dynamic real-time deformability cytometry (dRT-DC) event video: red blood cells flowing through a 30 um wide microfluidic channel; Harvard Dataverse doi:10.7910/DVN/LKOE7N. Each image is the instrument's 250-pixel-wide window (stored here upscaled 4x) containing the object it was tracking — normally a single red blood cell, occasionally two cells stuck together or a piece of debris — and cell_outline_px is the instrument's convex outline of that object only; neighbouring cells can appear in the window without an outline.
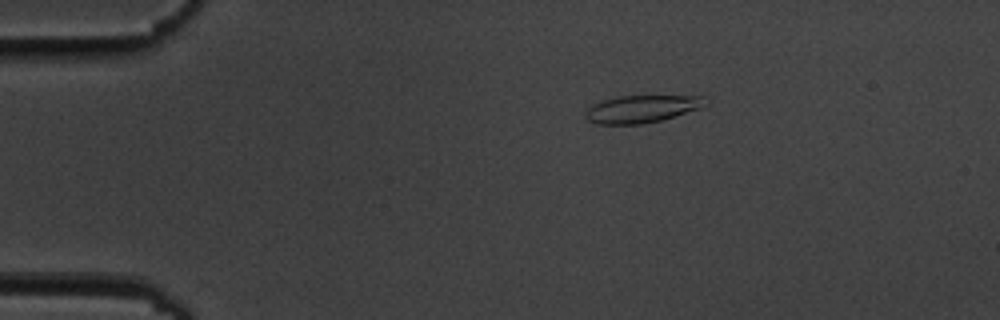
{"species": "common noctule bat (a hibernating species)", "species_latin": "Nyctalus noctula", "temperature_condition": "cold", "stored_images_in_passage": 56, "camera_frame_rate_fps": 3000, "um_per_image_px": 0.085, "animal": {"sex": "male", "body_mass_g": 19.5, "forearm_length_mm": 54.6}, "frame": {"image": 1, "passage_image": 11, "time_ms": 3.333, "image_size_px": [1000, 320], "cell_outline_px": [[708, 104], [700, 108], [660, 120], [640, 124], [596, 124], [588, 120], [584, 116], [588, 108], [592, 104], [600, 100], [620, 96], [708, 96]], "centroid_in_image_um": [54.54, 9.24], "position_along_channel_um": 30.5, "area_um2": 19.19}}
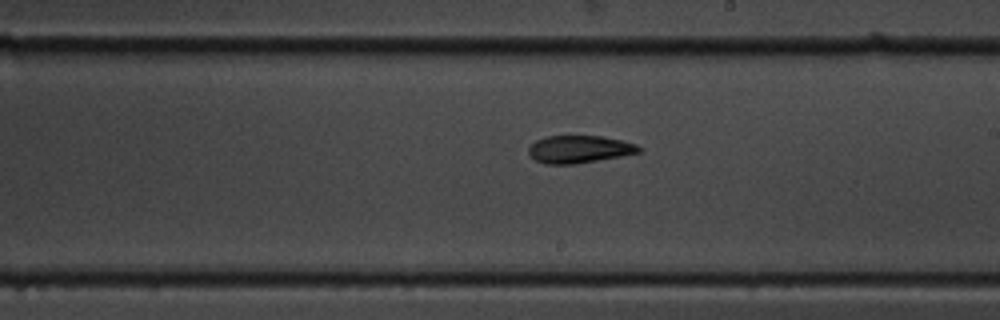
{"frame": {"image": 2, "passage_image": 33, "time_ms": 10.667, "image_size_px": [1000, 320], "cell_outline_px": [[640, 152], [620, 156], [572, 164], [544, 164], [536, 160], [528, 152], [528, 148], [536, 140], [548, 136], [600, 136], [620, 140], [636, 144], [640, 148]], "centroid_in_image_um": [49.2, 12.68], "position_along_channel_um": 239.8, "area_um2": 17.34}}
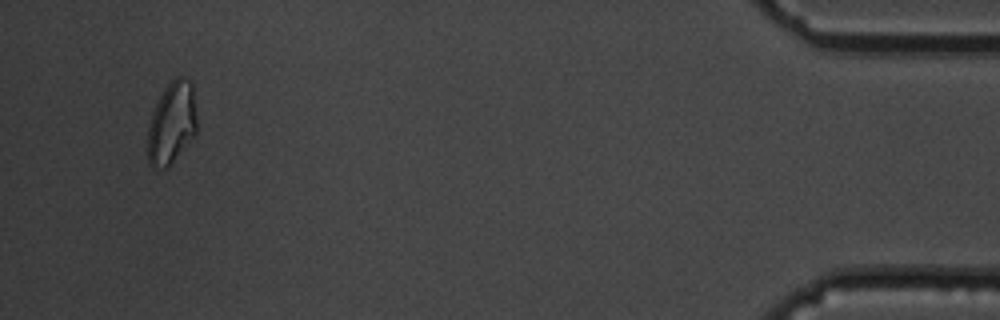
{"frame": {"image": 3, "passage_image": 54, "time_ms": 17.667, "image_size_px": [1000, 320], "cell_outline_px": [[196, 132], [168, 168], [152, 168], [148, 164], [148, 128], [152, 112], [164, 88], [176, 76], [180, 76], [188, 80], [192, 84], [196, 116]], "centroid_in_image_um": [14.58, 10.48], "position_along_channel_um": 420.6, "area_um2": 23.35}, "authors_computed_cell_mechanics": {"area_um2": 19.1029, "velocity_mm_per_s": 3.6144, "shape_relaxation_time_tau1_ms": 4.8687, "shape_relaxation_time_tau2_ms": 3.0182, "deformation_change_tau1": 0.151, "deformation_change_tau2": 0.0902}}